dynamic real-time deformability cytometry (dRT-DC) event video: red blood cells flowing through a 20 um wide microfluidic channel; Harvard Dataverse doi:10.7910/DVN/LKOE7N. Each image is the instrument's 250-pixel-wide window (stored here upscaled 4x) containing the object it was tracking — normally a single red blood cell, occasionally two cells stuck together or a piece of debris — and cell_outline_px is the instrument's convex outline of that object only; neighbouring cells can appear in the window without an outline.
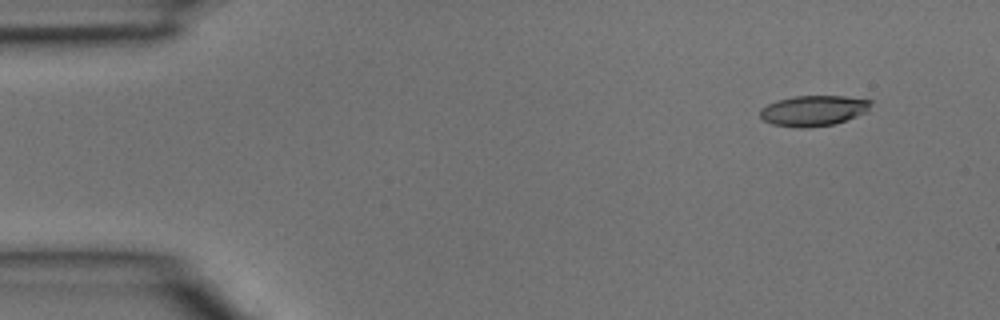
{"species": "common noctule bat (a hibernating species)", "species_latin": "Nyctalus noctula", "temperature_condition": "room temperature", "stored_images_in_passage": 3, "camera_frame_rate_fps": 3000, "um_per_image_px": 0.085, "animal": {"sex": "male", "body_mass_g": 15.6}, "frame": {"image": 1, "passage_image": 1, "time_ms": 0.0, "image_size_px": [1000, 320], "cell_outline_px": [[872, 104], [868, 112], [832, 124], [808, 128], [796, 128], [772, 124], [764, 120], [760, 116], [760, 108], [776, 100], [792, 96], [844, 96], [872, 100]], "centroid_in_image_um": [69.14, 9.4], "position_along_channel_um": 15.9, "area_um2": 19.83}}
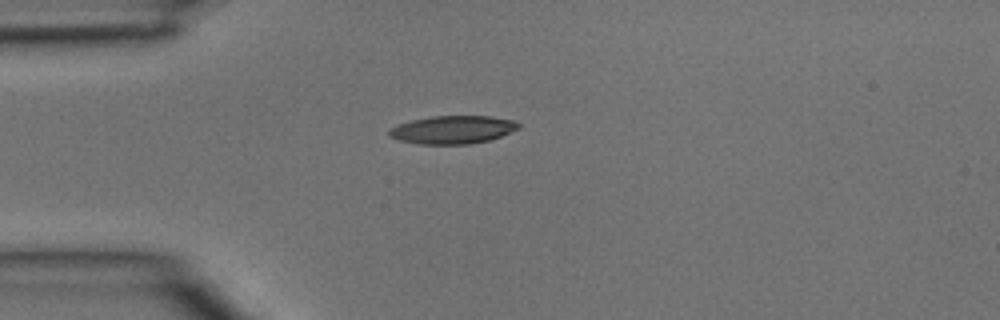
{"frame": {"image": 2, "passage_image": 3, "time_ms": 0.667, "image_size_px": [1000, 320], "cell_outline_px": [[520, 128], [500, 136], [488, 140], [468, 144], [420, 144], [400, 140], [388, 136], [388, 128], [396, 124], [412, 120], [432, 116], [488, 116], [516, 120], [520, 124]], "centroid_in_image_um": [38.45, 11.01], "position_along_channel_um": 46.5, "area_um2": 21.21}}